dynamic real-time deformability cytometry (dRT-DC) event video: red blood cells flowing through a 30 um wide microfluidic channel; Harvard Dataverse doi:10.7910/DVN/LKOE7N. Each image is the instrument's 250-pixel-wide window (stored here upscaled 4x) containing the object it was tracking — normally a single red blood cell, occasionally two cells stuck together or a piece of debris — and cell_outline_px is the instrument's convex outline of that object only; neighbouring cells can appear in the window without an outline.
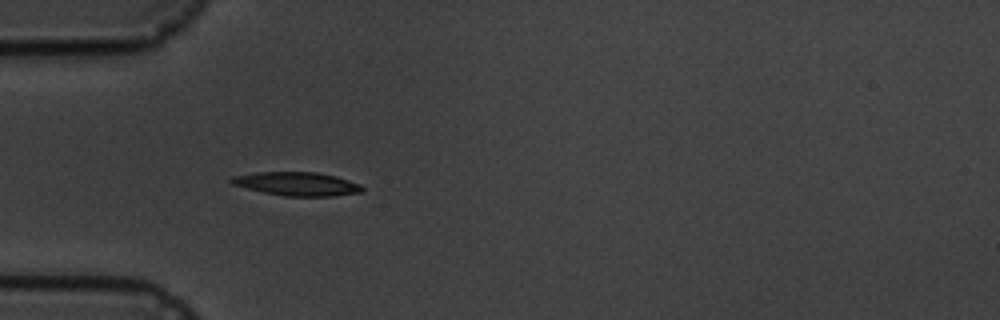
{"species": "common noctule bat (a hibernating species)", "species_latin": "Nyctalus noctula", "temperature_condition": "cold", "stored_images_in_passage": 2, "camera_frame_rate_fps": 3000, "um_per_image_px": 0.085, "animal": {"sex": "male", "body_mass_g": 19.5, "forearm_length_mm": 54.6}, "frame": {"image": 1, "passage_image": 1, "time_ms": 0.0, "image_size_px": [1000, 320], "cell_outline_px": [[364, 188], [360, 192], [332, 196], [284, 196], [264, 192], [232, 184], [228, 180], [232, 176], [256, 172], [316, 172], [336, 176], [360, 184]], "centroid_in_image_um": [25.23, 15.62], "position_along_channel_um": 59.8, "area_um2": 17.86}}
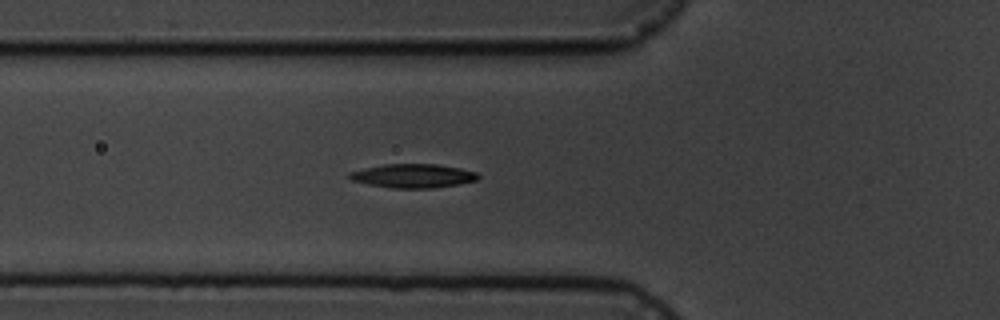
{"frame": {"image": 2, "passage_image": 2, "time_ms": 1.0, "image_size_px": [1000, 320], "cell_outline_px": [[480, 176], [476, 180], [456, 184], [432, 188], [392, 188], [368, 184], [352, 180], [348, 176], [348, 172], [364, 168], [384, 164], [436, 164], [460, 168], [476, 172]], "centroid_in_image_um": [35.08, 14.94], "position_along_channel_um": 90.7, "area_um2": 17.74}}